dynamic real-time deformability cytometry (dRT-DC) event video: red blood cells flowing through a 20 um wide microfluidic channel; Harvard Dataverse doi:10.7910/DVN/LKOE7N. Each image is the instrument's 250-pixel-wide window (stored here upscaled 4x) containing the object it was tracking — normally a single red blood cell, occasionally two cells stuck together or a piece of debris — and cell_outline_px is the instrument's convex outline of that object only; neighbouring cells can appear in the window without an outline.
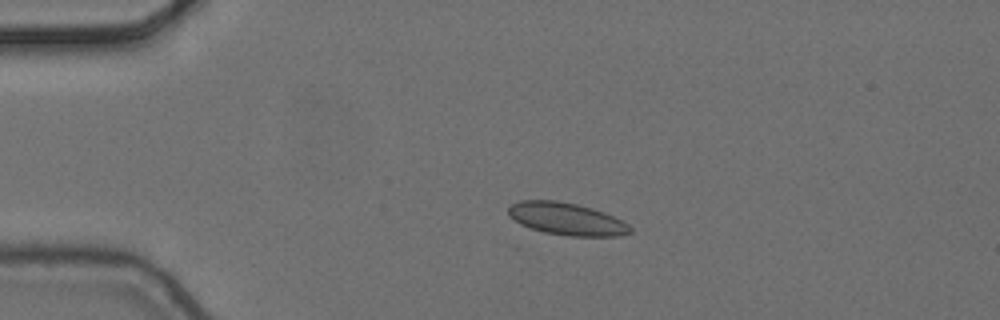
{"species": "common noctule bat (a hibernating species)", "species_latin": "Nyctalus noctula", "temperature_condition": "cold", "stored_images_in_passage": 4, "camera_frame_rate_fps": 3000, "um_per_image_px": 0.085, "animal": {"sex": "female", "body_mass_g": 24.6, "forearm_length_mm": 56.2}, "frame": {"image": 1, "passage_image": 3, "time_ms": 0.667, "image_size_px": [1000, 320], "cell_outline_px": [[632, 232], [616, 236], [568, 236], [544, 232], [520, 224], [512, 220], [508, 216], [508, 208], [512, 204], [520, 200], [556, 200], [576, 204], [592, 208], [604, 212], [628, 224], [632, 228]], "centroid_in_image_um": [48.13, 18.6], "position_along_channel_um": 36.9, "area_um2": 22.95}}